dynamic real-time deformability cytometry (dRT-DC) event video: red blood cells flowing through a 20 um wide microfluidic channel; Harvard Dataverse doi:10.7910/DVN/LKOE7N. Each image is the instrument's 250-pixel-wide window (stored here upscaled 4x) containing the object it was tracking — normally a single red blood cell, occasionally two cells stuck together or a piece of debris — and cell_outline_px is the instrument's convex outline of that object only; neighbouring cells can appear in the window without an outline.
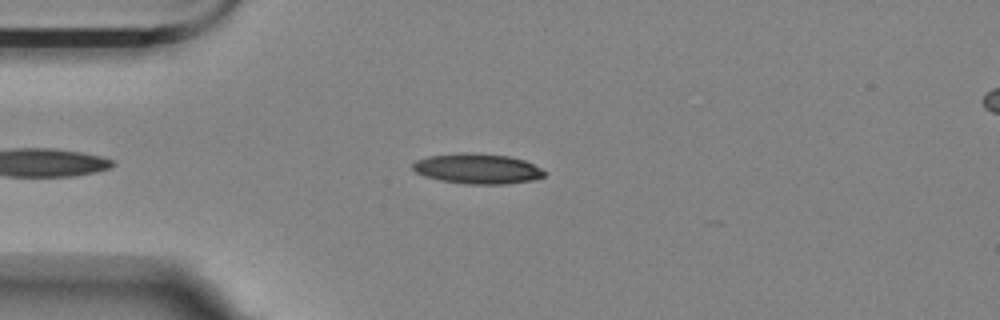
{"species": "Egyptian fruit bat (a non-hibernating species)", "species_latin": "Rousettus aegyptiacus", "temperature_condition": "room temperature", "stored_images_in_passage": 40, "camera_frame_rate_fps": 3000, "um_per_image_px": 0.085, "animal": {"sex": "female"}, "frame": {"image": 1, "passage_image": 3, "time_ms": 0.667, "image_size_px": [1000, 320], "cell_outline_px": [[544, 176], [532, 180], [504, 184], [464, 184], [440, 180], [416, 172], [412, 168], [412, 164], [416, 160], [428, 156], [460, 152], [472, 152], [508, 156], [524, 160], [540, 168], [544, 172]], "centroid_in_image_um": [40.55, 14.33], "position_along_channel_um": 44.4, "area_um2": 23.06}}
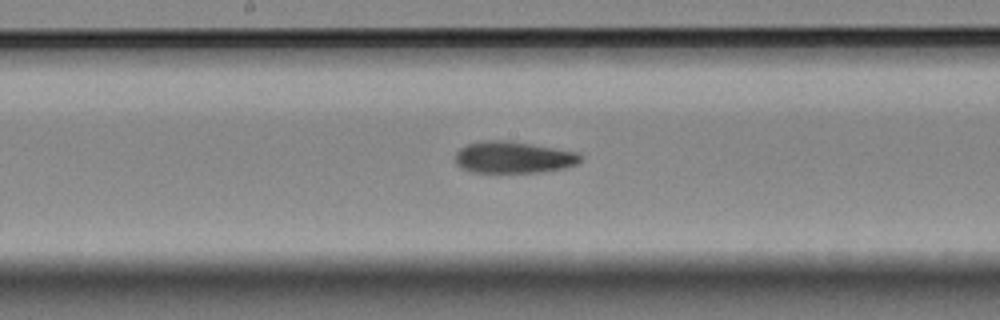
{"frame": {"image": 2, "passage_image": 18, "time_ms": 5.667, "image_size_px": [1000, 320], "cell_outline_px": [[580, 160], [576, 164], [564, 168], [540, 172], [472, 172], [460, 168], [456, 164], [456, 152], [460, 148], [468, 144], [480, 140], [504, 140], [580, 152]], "centroid_in_image_um": [43.61, 13.37], "position_along_channel_um": 204.6, "area_um2": 23.06}}
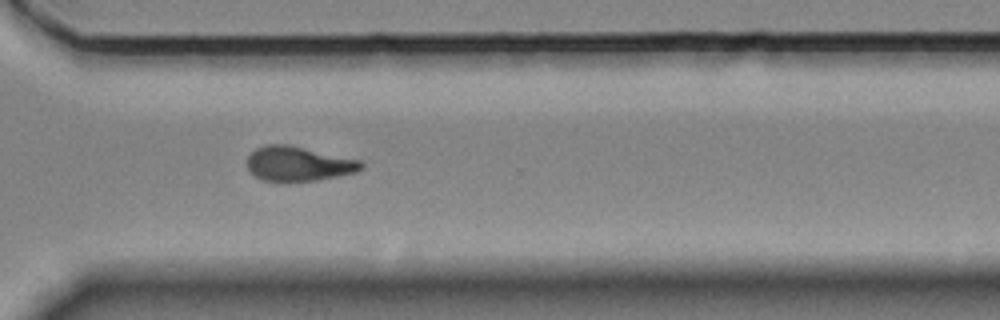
{"frame": {"image": 3, "passage_image": 30, "time_ms": 9.667, "image_size_px": [1000, 320], "cell_outline_px": [[364, 164], [356, 172], [316, 180], [284, 184], [280, 184], [264, 180], [248, 172], [248, 156], [256, 148], [264, 144], [288, 144], [360, 160]], "centroid_in_image_um": [25.3, 13.95], "position_along_channel_um": 345.3, "area_um2": 23.41}, "authors_computed_cell_mechanics": {"area_um2": 23.1489, "velocity_mm_per_s": 3.5226, "shape_relaxation_time_tau1_ms": 9.6716, "shape_relaxation_time_tau2_ms": 3.9853, "deformation_change_tau1": 0.2276, "deformation_change_tau2": 0.1087}}